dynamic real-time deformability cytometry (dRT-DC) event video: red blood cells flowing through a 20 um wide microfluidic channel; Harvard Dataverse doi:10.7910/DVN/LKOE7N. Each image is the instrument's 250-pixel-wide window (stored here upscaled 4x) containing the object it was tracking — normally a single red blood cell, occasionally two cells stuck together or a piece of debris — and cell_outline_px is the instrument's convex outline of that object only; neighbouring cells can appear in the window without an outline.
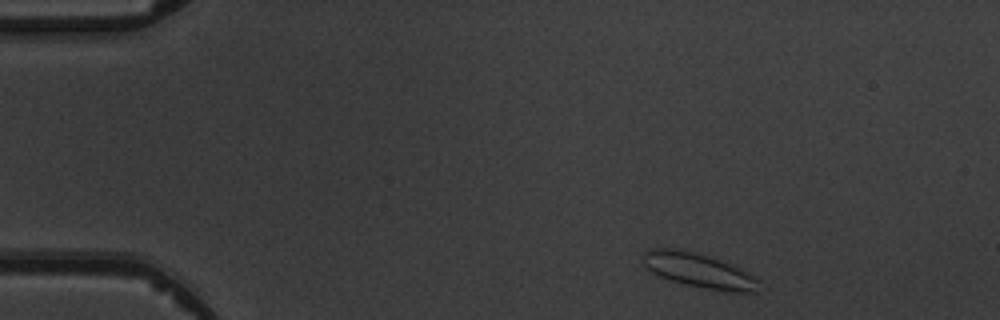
{"species": "common noctule bat (a hibernating species)", "species_latin": "Nyctalus noctula", "temperature_condition": "warm", "stored_images_in_passage": 3, "camera_frame_rate_fps": 3000, "um_per_image_px": 0.085, "animal": {"sex": "male", "body_mass_g": 19.5, "forearm_length_mm": 54.6}, "frame": {"image": 1, "passage_image": 1, "time_ms": 0.0, "image_size_px": [1000, 320], "cell_outline_px": [[756, 292], [728, 292], [704, 288], [684, 284], [660, 276], [644, 268], [644, 252], [648, 248], [672, 248], [712, 256], [748, 272], [756, 280]], "centroid_in_image_um": [59.35, 22.98], "position_along_channel_um": 25.7, "area_um2": 23.0}}